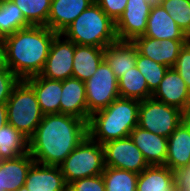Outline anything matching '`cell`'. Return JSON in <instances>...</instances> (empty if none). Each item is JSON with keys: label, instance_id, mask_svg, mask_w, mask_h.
Returning <instances> with one entry per match:
<instances>
[{"label": "cell", "instance_id": "603a6c76", "mask_svg": "<svg viewBox=\"0 0 190 191\" xmlns=\"http://www.w3.org/2000/svg\"><path fill=\"white\" fill-rule=\"evenodd\" d=\"M137 52V46L133 41L117 40L105 47L104 60L119 79L123 73L135 66Z\"/></svg>", "mask_w": 190, "mask_h": 191}, {"label": "cell", "instance_id": "8fae6325", "mask_svg": "<svg viewBox=\"0 0 190 191\" xmlns=\"http://www.w3.org/2000/svg\"><path fill=\"white\" fill-rule=\"evenodd\" d=\"M74 43L63 39L58 34L52 41L45 66L40 73L42 77L51 80H66L72 77Z\"/></svg>", "mask_w": 190, "mask_h": 191}, {"label": "cell", "instance_id": "8d00e7d4", "mask_svg": "<svg viewBox=\"0 0 190 191\" xmlns=\"http://www.w3.org/2000/svg\"><path fill=\"white\" fill-rule=\"evenodd\" d=\"M9 69L7 64L6 45L3 37H0V70Z\"/></svg>", "mask_w": 190, "mask_h": 191}, {"label": "cell", "instance_id": "4dcf8cb0", "mask_svg": "<svg viewBox=\"0 0 190 191\" xmlns=\"http://www.w3.org/2000/svg\"><path fill=\"white\" fill-rule=\"evenodd\" d=\"M158 3L190 38V0H159Z\"/></svg>", "mask_w": 190, "mask_h": 191}, {"label": "cell", "instance_id": "ffe728a7", "mask_svg": "<svg viewBox=\"0 0 190 191\" xmlns=\"http://www.w3.org/2000/svg\"><path fill=\"white\" fill-rule=\"evenodd\" d=\"M25 81L34 89L41 112L44 115L60 113L62 80H51L38 74L26 78Z\"/></svg>", "mask_w": 190, "mask_h": 191}, {"label": "cell", "instance_id": "4316f807", "mask_svg": "<svg viewBox=\"0 0 190 191\" xmlns=\"http://www.w3.org/2000/svg\"><path fill=\"white\" fill-rule=\"evenodd\" d=\"M19 7L12 0H0V37L30 27Z\"/></svg>", "mask_w": 190, "mask_h": 191}, {"label": "cell", "instance_id": "e0dca14e", "mask_svg": "<svg viewBox=\"0 0 190 191\" xmlns=\"http://www.w3.org/2000/svg\"><path fill=\"white\" fill-rule=\"evenodd\" d=\"M130 138L142 152L149 165H165L168 148L166 137L136 126L131 131Z\"/></svg>", "mask_w": 190, "mask_h": 191}, {"label": "cell", "instance_id": "30bf717a", "mask_svg": "<svg viewBox=\"0 0 190 191\" xmlns=\"http://www.w3.org/2000/svg\"><path fill=\"white\" fill-rule=\"evenodd\" d=\"M154 3L153 0H128L123 14L115 22L117 39L133 41L138 36L144 35Z\"/></svg>", "mask_w": 190, "mask_h": 191}, {"label": "cell", "instance_id": "5bb4252c", "mask_svg": "<svg viewBox=\"0 0 190 191\" xmlns=\"http://www.w3.org/2000/svg\"><path fill=\"white\" fill-rule=\"evenodd\" d=\"M67 186L59 166L34 162L27 173L23 191H65Z\"/></svg>", "mask_w": 190, "mask_h": 191}, {"label": "cell", "instance_id": "e575fe53", "mask_svg": "<svg viewBox=\"0 0 190 191\" xmlns=\"http://www.w3.org/2000/svg\"><path fill=\"white\" fill-rule=\"evenodd\" d=\"M128 0H95L105 14L116 22L123 14Z\"/></svg>", "mask_w": 190, "mask_h": 191}, {"label": "cell", "instance_id": "cb8c5ba5", "mask_svg": "<svg viewBox=\"0 0 190 191\" xmlns=\"http://www.w3.org/2000/svg\"><path fill=\"white\" fill-rule=\"evenodd\" d=\"M105 48L74 44L72 77L86 82L104 61Z\"/></svg>", "mask_w": 190, "mask_h": 191}, {"label": "cell", "instance_id": "8992f818", "mask_svg": "<svg viewBox=\"0 0 190 191\" xmlns=\"http://www.w3.org/2000/svg\"><path fill=\"white\" fill-rule=\"evenodd\" d=\"M65 182L97 176L105 169L103 145L87 136L59 166Z\"/></svg>", "mask_w": 190, "mask_h": 191}, {"label": "cell", "instance_id": "7402d4cb", "mask_svg": "<svg viewBox=\"0 0 190 191\" xmlns=\"http://www.w3.org/2000/svg\"><path fill=\"white\" fill-rule=\"evenodd\" d=\"M136 191H178L176 174L165 165H149L138 174Z\"/></svg>", "mask_w": 190, "mask_h": 191}, {"label": "cell", "instance_id": "f35d334b", "mask_svg": "<svg viewBox=\"0 0 190 191\" xmlns=\"http://www.w3.org/2000/svg\"><path fill=\"white\" fill-rule=\"evenodd\" d=\"M182 123L185 125V127L188 129L190 133V109L182 113Z\"/></svg>", "mask_w": 190, "mask_h": 191}, {"label": "cell", "instance_id": "9a60e30c", "mask_svg": "<svg viewBox=\"0 0 190 191\" xmlns=\"http://www.w3.org/2000/svg\"><path fill=\"white\" fill-rule=\"evenodd\" d=\"M143 36L155 38L159 41L163 39L190 40L158 2L152 5Z\"/></svg>", "mask_w": 190, "mask_h": 191}, {"label": "cell", "instance_id": "ac0fdd59", "mask_svg": "<svg viewBox=\"0 0 190 191\" xmlns=\"http://www.w3.org/2000/svg\"><path fill=\"white\" fill-rule=\"evenodd\" d=\"M95 0H51L47 27L61 34Z\"/></svg>", "mask_w": 190, "mask_h": 191}, {"label": "cell", "instance_id": "7c38bea8", "mask_svg": "<svg viewBox=\"0 0 190 191\" xmlns=\"http://www.w3.org/2000/svg\"><path fill=\"white\" fill-rule=\"evenodd\" d=\"M189 40H157L146 36H138L133 40L138 52L156 63L172 68L181 49Z\"/></svg>", "mask_w": 190, "mask_h": 191}, {"label": "cell", "instance_id": "83f0119b", "mask_svg": "<svg viewBox=\"0 0 190 191\" xmlns=\"http://www.w3.org/2000/svg\"><path fill=\"white\" fill-rule=\"evenodd\" d=\"M102 176L105 191H136L138 174L135 172L106 166Z\"/></svg>", "mask_w": 190, "mask_h": 191}, {"label": "cell", "instance_id": "2e32d148", "mask_svg": "<svg viewBox=\"0 0 190 191\" xmlns=\"http://www.w3.org/2000/svg\"><path fill=\"white\" fill-rule=\"evenodd\" d=\"M34 162L29 153L0 160V191H23L27 173Z\"/></svg>", "mask_w": 190, "mask_h": 191}, {"label": "cell", "instance_id": "1f68e13d", "mask_svg": "<svg viewBox=\"0 0 190 191\" xmlns=\"http://www.w3.org/2000/svg\"><path fill=\"white\" fill-rule=\"evenodd\" d=\"M69 191H105V183L102 174L85 177L68 184Z\"/></svg>", "mask_w": 190, "mask_h": 191}, {"label": "cell", "instance_id": "d6a6232c", "mask_svg": "<svg viewBox=\"0 0 190 191\" xmlns=\"http://www.w3.org/2000/svg\"><path fill=\"white\" fill-rule=\"evenodd\" d=\"M173 68L179 73L190 90V40L181 49Z\"/></svg>", "mask_w": 190, "mask_h": 191}, {"label": "cell", "instance_id": "d590c367", "mask_svg": "<svg viewBox=\"0 0 190 191\" xmlns=\"http://www.w3.org/2000/svg\"><path fill=\"white\" fill-rule=\"evenodd\" d=\"M175 174L177 190L190 191V168H181Z\"/></svg>", "mask_w": 190, "mask_h": 191}, {"label": "cell", "instance_id": "74e56055", "mask_svg": "<svg viewBox=\"0 0 190 191\" xmlns=\"http://www.w3.org/2000/svg\"><path fill=\"white\" fill-rule=\"evenodd\" d=\"M8 123L7 120V105L0 104V127H3Z\"/></svg>", "mask_w": 190, "mask_h": 191}, {"label": "cell", "instance_id": "836d02e7", "mask_svg": "<svg viewBox=\"0 0 190 191\" xmlns=\"http://www.w3.org/2000/svg\"><path fill=\"white\" fill-rule=\"evenodd\" d=\"M20 79L10 70H0V104H6Z\"/></svg>", "mask_w": 190, "mask_h": 191}, {"label": "cell", "instance_id": "277c9868", "mask_svg": "<svg viewBox=\"0 0 190 191\" xmlns=\"http://www.w3.org/2000/svg\"><path fill=\"white\" fill-rule=\"evenodd\" d=\"M61 35L74 44L100 48L118 40L115 22L96 2L85 9Z\"/></svg>", "mask_w": 190, "mask_h": 191}, {"label": "cell", "instance_id": "3957f363", "mask_svg": "<svg viewBox=\"0 0 190 191\" xmlns=\"http://www.w3.org/2000/svg\"><path fill=\"white\" fill-rule=\"evenodd\" d=\"M139 106V100L119 97L90 115L88 136L100 144L129 137L138 126Z\"/></svg>", "mask_w": 190, "mask_h": 191}, {"label": "cell", "instance_id": "f1b7e54d", "mask_svg": "<svg viewBox=\"0 0 190 191\" xmlns=\"http://www.w3.org/2000/svg\"><path fill=\"white\" fill-rule=\"evenodd\" d=\"M31 26H47L51 0H12Z\"/></svg>", "mask_w": 190, "mask_h": 191}, {"label": "cell", "instance_id": "6da1fadb", "mask_svg": "<svg viewBox=\"0 0 190 191\" xmlns=\"http://www.w3.org/2000/svg\"><path fill=\"white\" fill-rule=\"evenodd\" d=\"M88 136V122L73 115L45 114L28 139V153L35 162L60 166Z\"/></svg>", "mask_w": 190, "mask_h": 191}, {"label": "cell", "instance_id": "5b68a950", "mask_svg": "<svg viewBox=\"0 0 190 191\" xmlns=\"http://www.w3.org/2000/svg\"><path fill=\"white\" fill-rule=\"evenodd\" d=\"M6 105L8 124L29 139L44 115L34 89L25 80H20L13 88Z\"/></svg>", "mask_w": 190, "mask_h": 191}, {"label": "cell", "instance_id": "4fadbf2b", "mask_svg": "<svg viewBox=\"0 0 190 191\" xmlns=\"http://www.w3.org/2000/svg\"><path fill=\"white\" fill-rule=\"evenodd\" d=\"M152 98L183 112L190 109V90L173 67L168 68Z\"/></svg>", "mask_w": 190, "mask_h": 191}, {"label": "cell", "instance_id": "ba28073f", "mask_svg": "<svg viewBox=\"0 0 190 191\" xmlns=\"http://www.w3.org/2000/svg\"><path fill=\"white\" fill-rule=\"evenodd\" d=\"M88 121L90 115L100 109L108 107L120 97L118 79L104 60L96 72L85 82Z\"/></svg>", "mask_w": 190, "mask_h": 191}, {"label": "cell", "instance_id": "44dd1931", "mask_svg": "<svg viewBox=\"0 0 190 191\" xmlns=\"http://www.w3.org/2000/svg\"><path fill=\"white\" fill-rule=\"evenodd\" d=\"M167 158L165 166L173 172L188 167L190 163V133L181 122L175 131L167 138Z\"/></svg>", "mask_w": 190, "mask_h": 191}, {"label": "cell", "instance_id": "f546056e", "mask_svg": "<svg viewBox=\"0 0 190 191\" xmlns=\"http://www.w3.org/2000/svg\"><path fill=\"white\" fill-rule=\"evenodd\" d=\"M135 66L145 77L148 89L154 93L159 87L166 71L169 67L162 64L156 63L152 59L141 55L137 52L136 64Z\"/></svg>", "mask_w": 190, "mask_h": 191}, {"label": "cell", "instance_id": "484cf974", "mask_svg": "<svg viewBox=\"0 0 190 191\" xmlns=\"http://www.w3.org/2000/svg\"><path fill=\"white\" fill-rule=\"evenodd\" d=\"M28 153V138L12 125L0 127V160Z\"/></svg>", "mask_w": 190, "mask_h": 191}, {"label": "cell", "instance_id": "d4e9b609", "mask_svg": "<svg viewBox=\"0 0 190 191\" xmlns=\"http://www.w3.org/2000/svg\"><path fill=\"white\" fill-rule=\"evenodd\" d=\"M118 90L121 98L136 99L139 101L152 98L145 77L134 66L118 79Z\"/></svg>", "mask_w": 190, "mask_h": 191}, {"label": "cell", "instance_id": "9c48e42d", "mask_svg": "<svg viewBox=\"0 0 190 191\" xmlns=\"http://www.w3.org/2000/svg\"><path fill=\"white\" fill-rule=\"evenodd\" d=\"M105 166L140 174L149 164L142 152L129 137L102 144Z\"/></svg>", "mask_w": 190, "mask_h": 191}, {"label": "cell", "instance_id": "52a82bcc", "mask_svg": "<svg viewBox=\"0 0 190 191\" xmlns=\"http://www.w3.org/2000/svg\"><path fill=\"white\" fill-rule=\"evenodd\" d=\"M180 109L153 98L140 101L138 126L168 138L182 122Z\"/></svg>", "mask_w": 190, "mask_h": 191}, {"label": "cell", "instance_id": "d6986e66", "mask_svg": "<svg viewBox=\"0 0 190 191\" xmlns=\"http://www.w3.org/2000/svg\"><path fill=\"white\" fill-rule=\"evenodd\" d=\"M60 113L73 115L88 122L85 82L73 77L62 80Z\"/></svg>", "mask_w": 190, "mask_h": 191}, {"label": "cell", "instance_id": "7a4b0ae2", "mask_svg": "<svg viewBox=\"0 0 190 191\" xmlns=\"http://www.w3.org/2000/svg\"><path fill=\"white\" fill-rule=\"evenodd\" d=\"M57 35L47 26H30L6 36L4 41L9 69L20 80L40 74Z\"/></svg>", "mask_w": 190, "mask_h": 191}]
</instances>
